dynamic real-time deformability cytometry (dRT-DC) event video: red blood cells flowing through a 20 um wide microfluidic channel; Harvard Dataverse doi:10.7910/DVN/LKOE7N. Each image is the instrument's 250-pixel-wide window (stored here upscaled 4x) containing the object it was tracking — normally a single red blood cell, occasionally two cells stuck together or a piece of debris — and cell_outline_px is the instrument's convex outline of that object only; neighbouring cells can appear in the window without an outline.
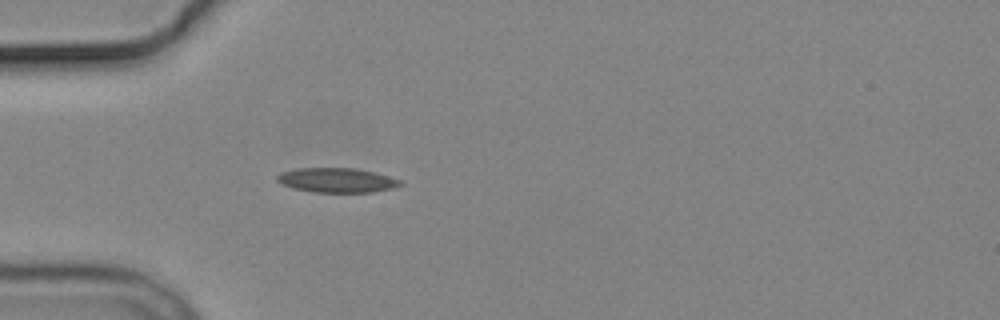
{"species": "common noctule bat (a hibernating species)", "species_latin": "Nyctalus noctula", "temperature_condition": "cold", "stored_images_in_passage": 3, "camera_frame_rate_fps": 3000, "um_per_image_px": 0.085, "animal": {"sex": "male", "body_mass_g": 19.2, "forearm_length_mm": 51.8}, "frame": {"image": 1, "passage_image": 3, "time_ms": 3.0, "image_size_px": [1000, 320], "cell_outline_px": [[404, 184], [396, 188], [372, 192], [312, 192], [292, 188], [280, 184], [276, 180], [276, 176], [280, 172], [296, 168], [356, 168], [388, 176], [400, 180]], "centroid_in_image_um": [28.6, 15.32], "position_along_channel_um": 56.4, "area_um2": 17.8}}